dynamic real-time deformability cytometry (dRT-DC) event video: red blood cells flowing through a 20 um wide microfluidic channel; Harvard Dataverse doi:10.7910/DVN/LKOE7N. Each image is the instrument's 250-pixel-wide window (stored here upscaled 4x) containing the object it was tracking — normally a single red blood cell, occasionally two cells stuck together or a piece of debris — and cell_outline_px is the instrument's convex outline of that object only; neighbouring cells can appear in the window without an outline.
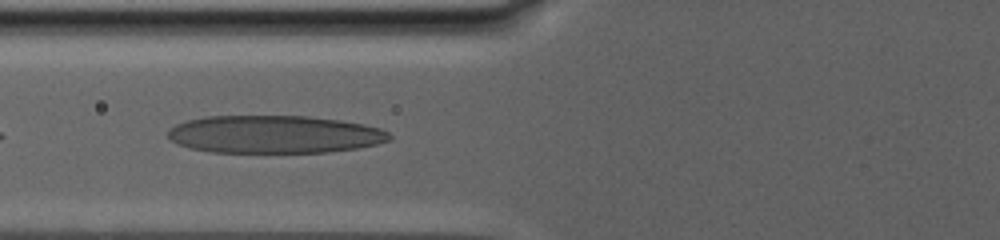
{"species": "human", "species_latin": "Homo sapiens", "temperature_condition": "warm", "stored_images_in_passage": 15, "camera_frame_rate_fps": 3000, "um_per_image_px": 0.085, "donor": {"sex": "male"}, "frame": {"image": 1, "passage_image": 4, "time_ms": 1.667, "image_size_px": [1000, 240], "cell_outline_px": [[392, 140], [376, 144], [356, 148], [328, 152], [212, 152], [188, 148], [176, 144], [168, 136], [168, 132], [176, 124], [188, 120], [204, 116], [308, 116], [340, 120], [364, 124], [380, 128], [388, 132], [392, 136]], "centroid_in_image_um": [23.33, 11.42], "position_along_channel_um": 102.5, "area_um2": 48.84}}
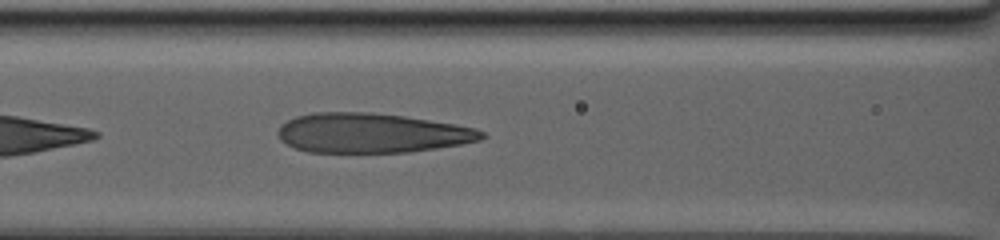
{"frame": {"image": 2, "passage_image": 6, "time_ms": 3.0, "image_size_px": [1000, 240], "cell_outline_px": [[488, 136], [480, 140], [460, 144], [436, 148], [408, 152], [308, 152], [296, 148], [280, 140], [276, 132], [280, 124], [296, 116], [312, 112], [372, 112], [404, 116], [456, 124], [476, 128], [484, 132]], "centroid_in_image_um": [31.58, 11.3], "position_along_channel_um": 135.0, "area_um2": 47.22}}